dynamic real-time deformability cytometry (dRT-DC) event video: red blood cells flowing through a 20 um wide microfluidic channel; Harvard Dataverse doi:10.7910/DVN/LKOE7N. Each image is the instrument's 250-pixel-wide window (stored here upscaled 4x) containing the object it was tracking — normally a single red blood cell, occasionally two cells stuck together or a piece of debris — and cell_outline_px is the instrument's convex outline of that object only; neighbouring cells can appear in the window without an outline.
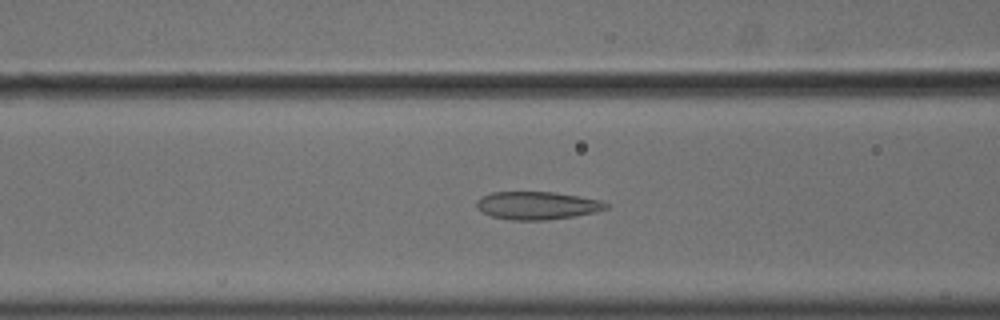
{"species": "common noctule bat (a hibernating species)", "species_latin": "Nyctalus noctula", "temperature_condition": "cold", "stored_images_in_passage": 54, "camera_frame_rate_fps": 3000, "um_per_image_px": 0.085, "animal": {"sex": "male", "body_mass_g": 18.8}, "frame": {"image": 1, "passage_image": 22, "time_ms": 7.0, "image_size_px": [1000, 320], "cell_outline_px": [[608, 208], [596, 212], [576, 216], [548, 220], [512, 220], [492, 216], [476, 208], [476, 200], [480, 196], [492, 192], [556, 192], [580, 196], [600, 200], [608, 204]], "centroid_in_image_um": [45.66, 17.46], "position_along_channel_um": 120.9, "area_um2": 21.21}}
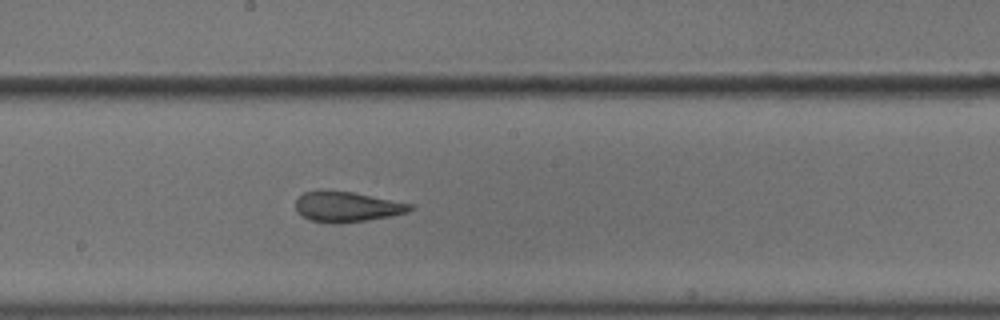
{"frame": {"image": 2, "passage_image": 30, "time_ms": 9.667, "image_size_px": [1000, 320], "cell_outline_px": [[412, 208], [408, 212], [368, 220], [340, 224], [332, 224], [312, 220], [296, 212], [296, 200], [304, 192], [316, 188], [352, 192], [412, 204]], "centroid_in_image_um": [29.42, 17.56], "position_along_channel_um": 218.8, "area_um2": 20.35}}
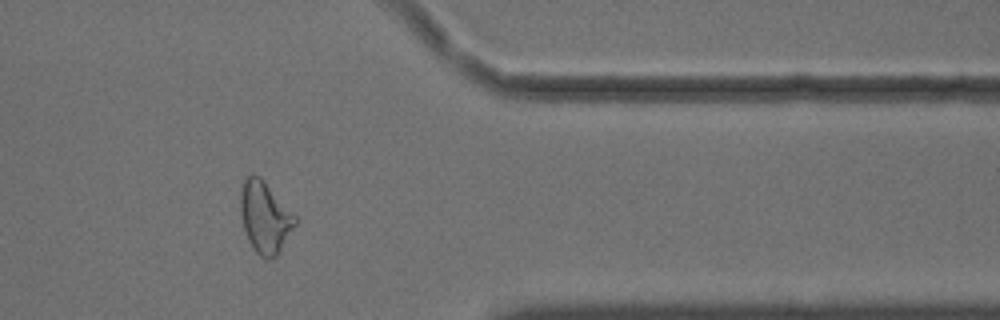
{"frame": {"image": 3, "passage_image": 45, "time_ms": 14.667, "image_size_px": [1000, 320], "cell_outline_px": [[296, 224], [280, 252], [272, 260], [264, 260], [252, 248], [248, 240], [244, 228], [240, 212], [240, 192], [244, 180], [252, 172], [260, 176], [296, 216]], "centroid_in_image_um": [22.51, 18.49], "position_along_channel_um": 388.9, "area_um2": 22.95}, "authors_computed_cell_mechanics": {"area_um2": 22.8599, "velocity_mm_per_s": 3.6549, "shape_relaxation_time_tau1_ms": null, "shape_relaxation_time_tau2_ms": 2.1166, "deformation_change_tau1": null, "deformation_change_tau2": 0.0927}}